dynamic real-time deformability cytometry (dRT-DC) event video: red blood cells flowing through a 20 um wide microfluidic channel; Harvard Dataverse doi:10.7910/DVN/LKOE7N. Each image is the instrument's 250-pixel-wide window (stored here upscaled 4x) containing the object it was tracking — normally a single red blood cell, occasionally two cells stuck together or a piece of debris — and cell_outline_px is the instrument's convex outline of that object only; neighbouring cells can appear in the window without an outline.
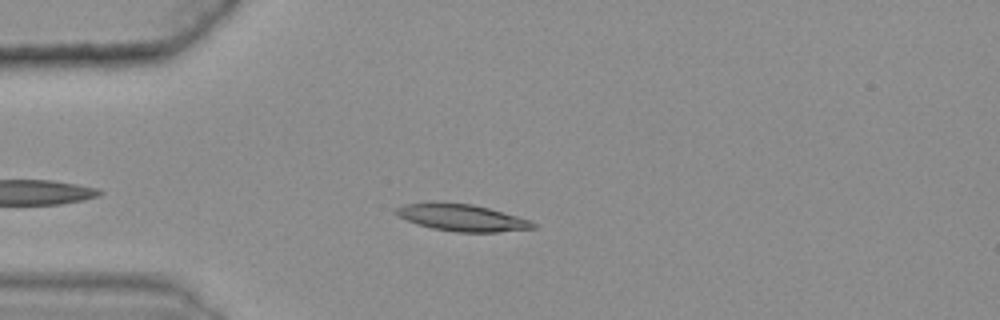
{"species": "common noctule bat (a hibernating species)", "species_latin": "Nyctalus noctula", "temperature_condition": "warm", "stored_images_in_passage": 39, "camera_frame_rate_fps": 3000, "um_per_image_px": 0.085, "animal": {"sex": "female", "body_mass_g": 25.1}, "frame": {"image": 1, "passage_image": 7, "time_ms": 2.0, "image_size_px": [1000, 320], "cell_outline_px": [[536, 228], [496, 232], [456, 232], [432, 228], [408, 220], [392, 212], [392, 208], [404, 204], [472, 204], [488, 208], [532, 220], [536, 224]], "centroid_in_image_um": [39.31, 18.52], "position_along_channel_um": 45.7, "area_um2": 20.87}}
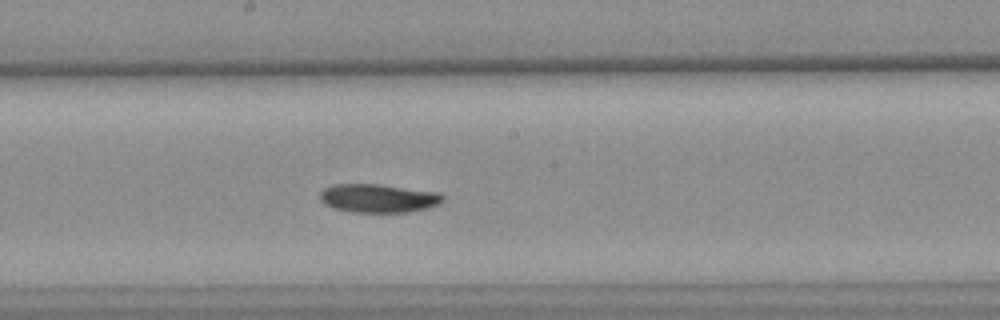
{"frame": {"image": 2, "passage_image": 23, "time_ms": 7.333, "image_size_px": [1000, 320], "cell_outline_px": [[444, 200], [440, 204], [428, 208], [408, 212], [348, 212], [332, 208], [324, 204], [320, 200], [320, 192], [324, 188], [332, 184], [380, 184], [440, 192], [444, 196]], "centroid_in_image_um": [32.16, 16.85], "position_along_channel_um": 216.0, "area_um2": 20.81}}
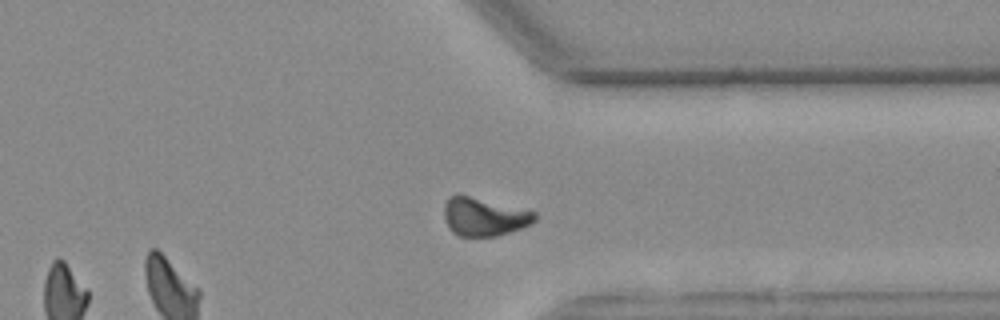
{"frame": {"image": 3, "passage_image": 36, "time_ms": 11.667, "image_size_px": [1000, 320], "cell_outline_px": [[536, 220], [532, 224], [496, 236], [460, 236], [452, 232], [448, 228], [444, 216], [444, 204], [448, 196], [456, 192], [536, 212]], "centroid_in_image_um": [41.1, 18.4], "position_along_channel_um": 370.3, "area_um2": 20.46}, "authors_computed_cell_mechanics": {"area_um2": 20.808, "velocity_mm_per_s": 3.5694, "shape_relaxation_time_tau1_ms": 7.1011, "shape_relaxation_time_tau2_ms": null, "deformation_change_tau1": 0.1515, "deformation_change_tau2": null}}